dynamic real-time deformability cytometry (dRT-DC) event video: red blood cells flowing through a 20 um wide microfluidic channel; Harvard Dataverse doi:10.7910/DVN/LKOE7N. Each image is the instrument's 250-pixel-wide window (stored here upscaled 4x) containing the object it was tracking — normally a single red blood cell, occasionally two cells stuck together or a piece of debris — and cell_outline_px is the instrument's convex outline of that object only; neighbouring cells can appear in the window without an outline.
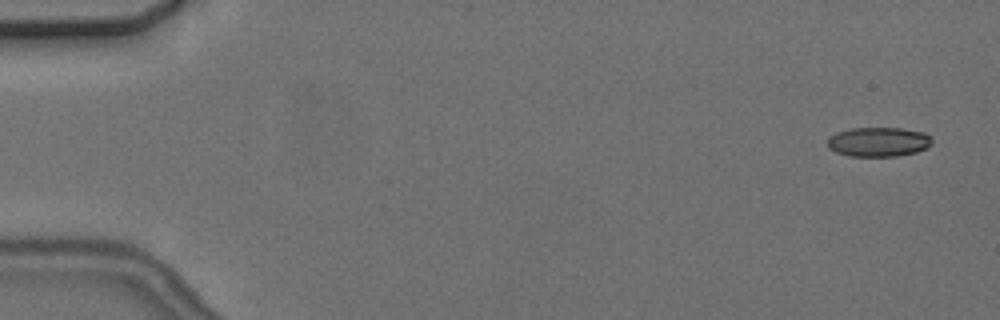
{"species": "common noctule bat (a hibernating species)", "species_latin": "Nyctalus noctula", "temperature_condition": "cold", "stored_images_in_passage": 6, "camera_frame_rate_fps": 3000, "um_per_image_px": 0.085, "animal": {"sex": "female", "body_mass_g": 24.6, "forearm_length_mm": 56.2}, "frame": {"image": 1, "passage_image": 1, "time_ms": 0.0, "image_size_px": [1000, 320], "cell_outline_px": [[932, 144], [928, 148], [916, 152], [896, 156], [848, 156], [836, 152], [828, 148], [828, 136], [836, 132], [852, 128], [900, 128], [924, 132], [932, 136]], "centroid_in_image_um": [74.68, 12.06], "position_along_channel_um": 10.3, "area_um2": 18.15}}
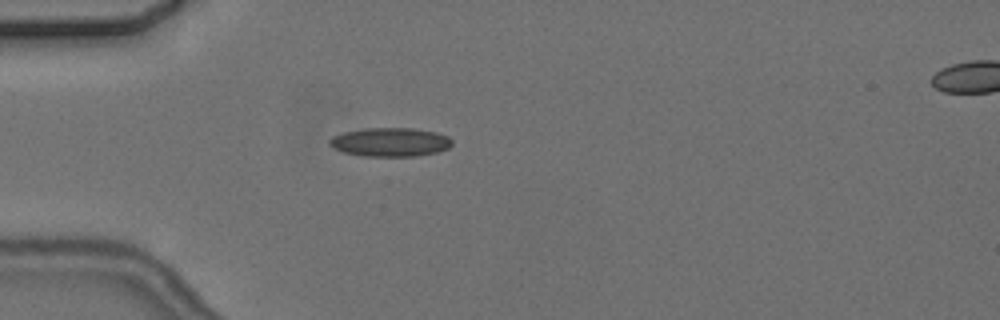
{"frame": {"image": 2, "passage_image": 5, "time_ms": 4.667, "image_size_px": [1000, 320], "cell_outline_px": [[452, 144], [448, 148], [436, 152], [416, 156], [364, 156], [344, 152], [332, 148], [328, 144], [328, 140], [332, 136], [344, 132], [364, 128], [416, 128], [436, 132], [448, 136], [452, 140]], "centroid_in_image_um": [33.15, 12.07], "position_along_channel_um": 51.8, "area_um2": 20.69}}